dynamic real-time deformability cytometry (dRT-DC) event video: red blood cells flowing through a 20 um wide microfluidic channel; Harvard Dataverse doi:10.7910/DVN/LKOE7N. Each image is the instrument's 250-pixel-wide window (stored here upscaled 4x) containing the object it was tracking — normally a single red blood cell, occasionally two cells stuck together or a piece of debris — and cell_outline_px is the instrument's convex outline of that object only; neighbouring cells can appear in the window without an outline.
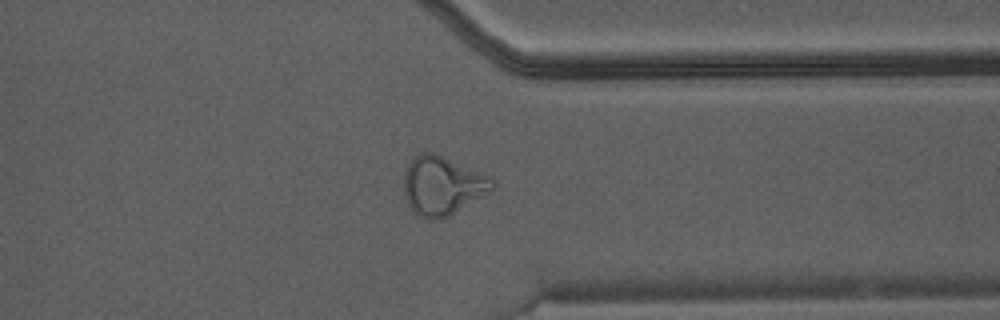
{"species": "Egyptian fruit bat (a non-hibernating species)", "species_latin": "Rousettus aegyptiacus", "temperature_condition": "warm", "stored_images_in_passage": 22, "camera_frame_rate_fps": 3000, "um_per_image_px": 0.085, "animal": {"sex": "male"}, "frame": {"image": 1, "passage_image": 21, "time_ms": 6.667, "image_size_px": [1000, 320], "cell_outline_px": [[496, 184], [492, 192], [448, 216], [440, 220], [428, 220], [420, 216], [408, 204], [404, 196], [404, 168], [408, 160], [420, 152], [432, 152], [492, 176]], "centroid_in_image_um": [37.61, 15.77], "position_along_channel_um": 373.8, "area_um2": 30.81}}